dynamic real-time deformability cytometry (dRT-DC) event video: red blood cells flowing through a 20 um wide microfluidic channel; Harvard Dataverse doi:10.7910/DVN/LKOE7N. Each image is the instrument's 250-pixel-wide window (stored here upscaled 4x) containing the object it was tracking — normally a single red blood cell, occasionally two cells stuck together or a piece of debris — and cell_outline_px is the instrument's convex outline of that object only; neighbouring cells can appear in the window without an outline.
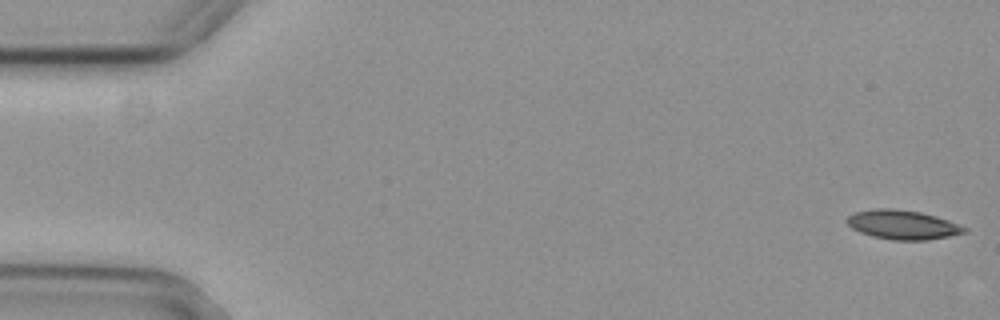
{"species": "common noctule bat (a hibernating species)", "species_latin": "Nyctalus noctula", "temperature_condition": "cold", "stored_images_in_passage": 4, "camera_frame_rate_fps": 3000, "um_per_image_px": 0.085, "animal": {"sex": "female", "body_mass_g": 29.2, "forearm_length_mm": 56.3}, "frame": {"image": 1, "passage_image": 1, "time_ms": 0.0, "image_size_px": [1000, 320], "cell_outline_px": [[968, 232], [928, 240], [892, 240], [872, 236], [860, 232], [852, 228], [844, 220], [848, 216], [856, 212], [880, 208], [892, 208], [920, 212], [936, 216], [948, 220], [968, 228]], "centroid_in_image_um": [76.73, 19.11], "position_along_channel_um": 8.3, "area_um2": 19.94}}
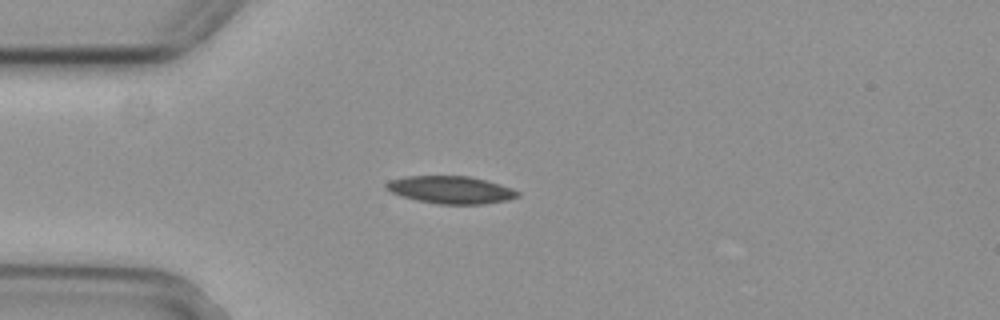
{"frame": {"image": 2, "passage_image": 4, "time_ms": 1.0, "image_size_px": [1000, 320], "cell_outline_px": [[520, 196], [508, 200], [484, 204], [440, 204], [400, 196], [384, 188], [384, 184], [388, 180], [404, 176], [468, 176], [484, 180], [512, 188], [520, 192]], "centroid_in_image_um": [38.29, 16.13], "position_along_channel_um": 46.7, "area_um2": 21.04}}